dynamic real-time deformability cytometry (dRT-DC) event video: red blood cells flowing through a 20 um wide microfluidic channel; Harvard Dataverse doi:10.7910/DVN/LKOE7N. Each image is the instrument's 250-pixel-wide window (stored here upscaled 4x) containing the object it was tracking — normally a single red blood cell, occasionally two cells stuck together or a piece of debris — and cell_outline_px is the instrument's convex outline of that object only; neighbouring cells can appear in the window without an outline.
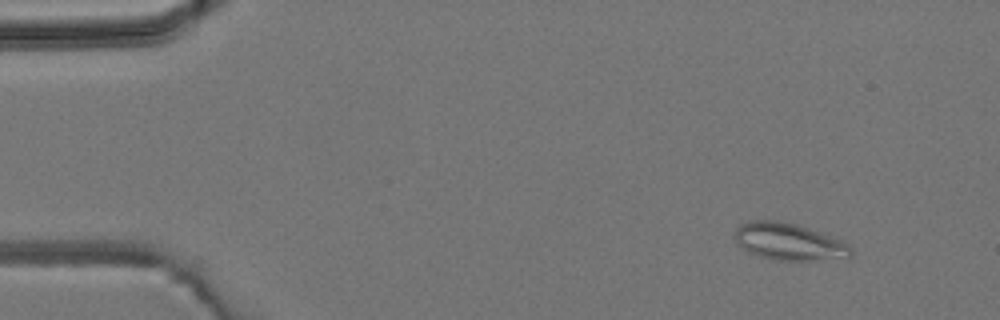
{"species": "common noctule bat (a hibernating species)", "species_latin": "Nyctalus noctula", "temperature_condition": "room temperature", "stored_images_in_passage": 5, "camera_frame_rate_fps": 3000, "um_per_image_px": 0.085, "animal": {"sex": "male", "body_mass_g": 19.2, "forearm_length_mm": 51.8}, "frame": {"image": 1, "passage_image": 2, "time_ms": 1.0, "image_size_px": [1000, 320], "cell_outline_px": [[852, 256], [848, 260], [772, 260], [748, 252], [736, 244], [736, 228], [740, 224], [752, 220], [776, 220], [796, 224], [840, 240], [848, 244], [852, 248]], "centroid_in_image_um": [67.09, 20.57], "position_along_channel_um": 17.9, "area_um2": 25.26}}